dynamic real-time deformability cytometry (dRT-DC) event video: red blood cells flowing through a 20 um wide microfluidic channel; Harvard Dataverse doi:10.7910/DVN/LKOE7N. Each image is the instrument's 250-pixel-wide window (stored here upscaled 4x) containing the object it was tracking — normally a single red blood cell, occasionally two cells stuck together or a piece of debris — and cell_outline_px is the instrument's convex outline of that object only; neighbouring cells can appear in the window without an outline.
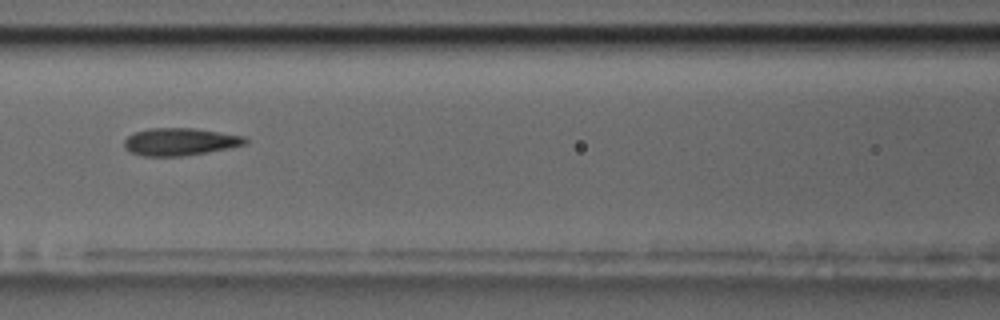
{"species": "common noctule bat (a hibernating species)", "species_latin": "Nyctalus noctula", "temperature_condition": "room temperature", "stored_images_in_passage": 39, "camera_frame_rate_fps": 3000, "um_per_image_px": 0.085, "animal": {"sex": "male", "body_mass_g": 17.5, "forearm_length_mm": 52.3}, "frame": {"image": 1, "passage_image": 14, "time_ms": 4.333, "image_size_px": [1000, 320], "cell_outline_px": [[248, 144], [208, 152], [180, 156], [144, 156], [128, 152], [124, 148], [124, 140], [128, 136], [136, 132], [148, 128], [192, 128], [244, 136], [248, 140]], "centroid_in_image_um": [15.28, 12.05], "position_along_channel_um": 151.3, "area_um2": 19.36}}
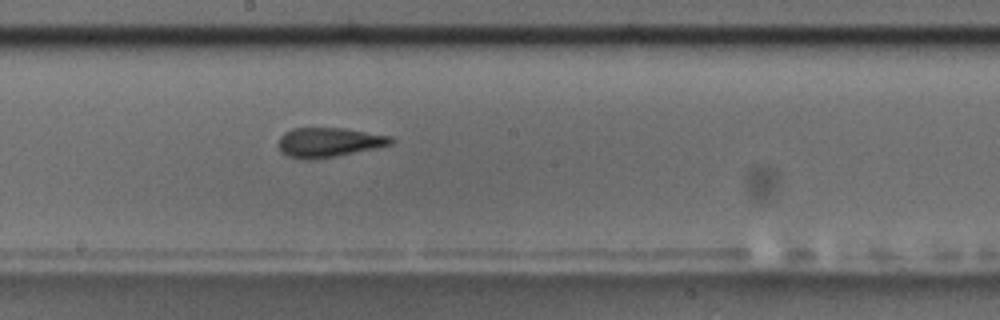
{"frame": {"image": 2, "passage_image": 20, "time_ms": 6.333, "image_size_px": [1000, 320], "cell_outline_px": [[396, 140], [392, 144], [376, 148], [336, 156], [308, 160], [288, 156], [280, 152], [280, 136], [284, 132], [292, 128], [344, 128], [392, 136]], "centroid_in_image_um": [27.98, 12.09], "position_along_channel_um": 220.2, "area_um2": 19.36}}
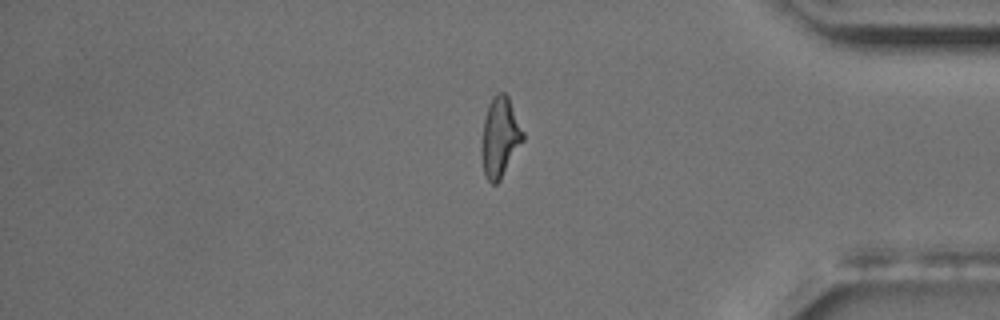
{"frame": {"image": 3, "passage_image": 37, "time_ms": 12.0, "image_size_px": [1000, 320], "cell_outline_px": [[524, 140], [500, 180], [496, 184], [492, 184], [488, 180], [484, 172], [480, 156], [480, 148], [484, 120], [488, 104], [492, 96], [496, 92], [504, 92], [508, 96], [524, 132]], "centroid_in_image_um": [42.48, 11.65], "position_along_channel_um": 392.7, "area_um2": 19.48}, "authors_computed_cell_mechanics": {"area_um2": 19.4208, "velocity_mm_per_s": 3.4762, "shape_relaxation_time_tau1_ms": 11.2548, "shape_relaxation_time_tau2_ms": 2.4671, "deformation_change_tau1": 0.2251, "deformation_change_tau2": 0.1139}}